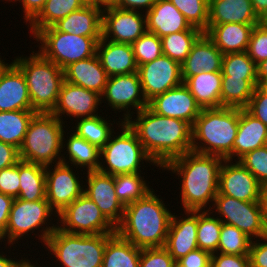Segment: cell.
I'll list each match as a JSON object with an SVG mask.
<instances>
[{
    "instance_id": "16",
    "label": "cell",
    "mask_w": 267,
    "mask_h": 267,
    "mask_svg": "<svg viewBox=\"0 0 267 267\" xmlns=\"http://www.w3.org/2000/svg\"><path fill=\"white\" fill-rule=\"evenodd\" d=\"M116 6L102 11V38L132 44L147 31L146 14Z\"/></svg>"
},
{
    "instance_id": "9",
    "label": "cell",
    "mask_w": 267,
    "mask_h": 267,
    "mask_svg": "<svg viewBox=\"0 0 267 267\" xmlns=\"http://www.w3.org/2000/svg\"><path fill=\"white\" fill-rule=\"evenodd\" d=\"M52 215L57 218L47 199L25 201L15 198L9 213L5 235L0 239L1 244L7 241L6 244L11 249V245L18 243L20 238L24 239L25 235L29 237L34 232L36 233L35 230H38L40 234L34 233L33 236L38 235V240L45 245L50 234L57 228V225L51 222ZM23 236L24 238H22Z\"/></svg>"
},
{
    "instance_id": "13",
    "label": "cell",
    "mask_w": 267,
    "mask_h": 267,
    "mask_svg": "<svg viewBox=\"0 0 267 267\" xmlns=\"http://www.w3.org/2000/svg\"><path fill=\"white\" fill-rule=\"evenodd\" d=\"M104 100H106L107 103ZM101 101L108 104L112 111H124V113H122L124 114L122 115V121L124 122L129 117H134V109V111L138 113L148 106L137 72L109 76L104 92L101 95Z\"/></svg>"
},
{
    "instance_id": "60",
    "label": "cell",
    "mask_w": 267,
    "mask_h": 267,
    "mask_svg": "<svg viewBox=\"0 0 267 267\" xmlns=\"http://www.w3.org/2000/svg\"><path fill=\"white\" fill-rule=\"evenodd\" d=\"M2 253V254H1ZM0 253V267H16L17 263H18V259L14 258L11 259V257L6 255L4 256L5 253L1 252ZM15 259V260H13Z\"/></svg>"
},
{
    "instance_id": "4",
    "label": "cell",
    "mask_w": 267,
    "mask_h": 267,
    "mask_svg": "<svg viewBox=\"0 0 267 267\" xmlns=\"http://www.w3.org/2000/svg\"><path fill=\"white\" fill-rule=\"evenodd\" d=\"M238 124L239 108H203L192 125V151L233 161Z\"/></svg>"
},
{
    "instance_id": "24",
    "label": "cell",
    "mask_w": 267,
    "mask_h": 267,
    "mask_svg": "<svg viewBox=\"0 0 267 267\" xmlns=\"http://www.w3.org/2000/svg\"><path fill=\"white\" fill-rule=\"evenodd\" d=\"M147 31L160 38L183 30H200L190 25L169 0H157L146 13Z\"/></svg>"
},
{
    "instance_id": "6",
    "label": "cell",
    "mask_w": 267,
    "mask_h": 267,
    "mask_svg": "<svg viewBox=\"0 0 267 267\" xmlns=\"http://www.w3.org/2000/svg\"><path fill=\"white\" fill-rule=\"evenodd\" d=\"M64 125L51 113H37L19 148L20 160L45 167L62 162Z\"/></svg>"
},
{
    "instance_id": "51",
    "label": "cell",
    "mask_w": 267,
    "mask_h": 267,
    "mask_svg": "<svg viewBox=\"0 0 267 267\" xmlns=\"http://www.w3.org/2000/svg\"><path fill=\"white\" fill-rule=\"evenodd\" d=\"M211 267H250V258L249 255L216 252L211 255Z\"/></svg>"
},
{
    "instance_id": "41",
    "label": "cell",
    "mask_w": 267,
    "mask_h": 267,
    "mask_svg": "<svg viewBox=\"0 0 267 267\" xmlns=\"http://www.w3.org/2000/svg\"><path fill=\"white\" fill-rule=\"evenodd\" d=\"M210 210L198 211L197 245L201 250L216 253L222 222Z\"/></svg>"
},
{
    "instance_id": "53",
    "label": "cell",
    "mask_w": 267,
    "mask_h": 267,
    "mask_svg": "<svg viewBox=\"0 0 267 267\" xmlns=\"http://www.w3.org/2000/svg\"><path fill=\"white\" fill-rule=\"evenodd\" d=\"M211 253L197 248L176 262L182 267H211Z\"/></svg>"
},
{
    "instance_id": "2",
    "label": "cell",
    "mask_w": 267,
    "mask_h": 267,
    "mask_svg": "<svg viewBox=\"0 0 267 267\" xmlns=\"http://www.w3.org/2000/svg\"><path fill=\"white\" fill-rule=\"evenodd\" d=\"M223 160L217 155L190 151L171 159L161 168L162 171H171L181 180L180 200L184 211L212 208L210 203L218 194L219 171Z\"/></svg>"
},
{
    "instance_id": "14",
    "label": "cell",
    "mask_w": 267,
    "mask_h": 267,
    "mask_svg": "<svg viewBox=\"0 0 267 267\" xmlns=\"http://www.w3.org/2000/svg\"><path fill=\"white\" fill-rule=\"evenodd\" d=\"M71 166L60 162L45 167L46 199L57 215L83 194L84 181L78 179L79 173L73 172Z\"/></svg>"
},
{
    "instance_id": "65",
    "label": "cell",
    "mask_w": 267,
    "mask_h": 267,
    "mask_svg": "<svg viewBox=\"0 0 267 267\" xmlns=\"http://www.w3.org/2000/svg\"><path fill=\"white\" fill-rule=\"evenodd\" d=\"M261 25L267 26V10L263 13V15L260 17V22Z\"/></svg>"
},
{
    "instance_id": "26",
    "label": "cell",
    "mask_w": 267,
    "mask_h": 267,
    "mask_svg": "<svg viewBox=\"0 0 267 267\" xmlns=\"http://www.w3.org/2000/svg\"><path fill=\"white\" fill-rule=\"evenodd\" d=\"M102 11V8L88 2L53 26L60 32L85 37H102Z\"/></svg>"
},
{
    "instance_id": "33",
    "label": "cell",
    "mask_w": 267,
    "mask_h": 267,
    "mask_svg": "<svg viewBox=\"0 0 267 267\" xmlns=\"http://www.w3.org/2000/svg\"><path fill=\"white\" fill-rule=\"evenodd\" d=\"M141 249L117 233L106 242L102 267H139Z\"/></svg>"
},
{
    "instance_id": "52",
    "label": "cell",
    "mask_w": 267,
    "mask_h": 267,
    "mask_svg": "<svg viewBox=\"0 0 267 267\" xmlns=\"http://www.w3.org/2000/svg\"><path fill=\"white\" fill-rule=\"evenodd\" d=\"M249 258L250 267H267V236L252 240Z\"/></svg>"
},
{
    "instance_id": "20",
    "label": "cell",
    "mask_w": 267,
    "mask_h": 267,
    "mask_svg": "<svg viewBox=\"0 0 267 267\" xmlns=\"http://www.w3.org/2000/svg\"><path fill=\"white\" fill-rule=\"evenodd\" d=\"M148 107L158 115L177 118L191 126L202 111L184 83L155 96L148 102Z\"/></svg>"
},
{
    "instance_id": "63",
    "label": "cell",
    "mask_w": 267,
    "mask_h": 267,
    "mask_svg": "<svg viewBox=\"0 0 267 267\" xmlns=\"http://www.w3.org/2000/svg\"><path fill=\"white\" fill-rule=\"evenodd\" d=\"M32 261H30L29 259L23 258L21 257V260H18V263L16 265V267H39L36 266L38 264V262L36 264H34ZM42 267V266H40ZM46 267V266H44Z\"/></svg>"
},
{
    "instance_id": "18",
    "label": "cell",
    "mask_w": 267,
    "mask_h": 267,
    "mask_svg": "<svg viewBox=\"0 0 267 267\" xmlns=\"http://www.w3.org/2000/svg\"><path fill=\"white\" fill-rule=\"evenodd\" d=\"M83 193L99 207L105 217L116 227L123 218L125 206L117 198L114 176L99 170L86 171Z\"/></svg>"
},
{
    "instance_id": "3",
    "label": "cell",
    "mask_w": 267,
    "mask_h": 267,
    "mask_svg": "<svg viewBox=\"0 0 267 267\" xmlns=\"http://www.w3.org/2000/svg\"><path fill=\"white\" fill-rule=\"evenodd\" d=\"M152 189L125 206L116 233L140 249L164 247L172 212Z\"/></svg>"
},
{
    "instance_id": "15",
    "label": "cell",
    "mask_w": 267,
    "mask_h": 267,
    "mask_svg": "<svg viewBox=\"0 0 267 267\" xmlns=\"http://www.w3.org/2000/svg\"><path fill=\"white\" fill-rule=\"evenodd\" d=\"M137 73L147 102L183 83L181 65L164 54L138 66Z\"/></svg>"
},
{
    "instance_id": "1",
    "label": "cell",
    "mask_w": 267,
    "mask_h": 267,
    "mask_svg": "<svg viewBox=\"0 0 267 267\" xmlns=\"http://www.w3.org/2000/svg\"><path fill=\"white\" fill-rule=\"evenodd\" d=\"M125 122L135 132L146 153L162 168L171 159L192 151V126L180 119L164 117L148 106Z\"/></svg>"
},
{
    "instance_id": "49",
    "label": "cell",
    "mask_w": 267,
    "mask_h": 267,
    "mask_svg": "<svg viewBox=\"0 0 267 267\" xmlns=\"http://www.w3.org/2000/svg\"><path fill=\"white\" fill-rule=\"evenodd\" d=\"M19 162L0 170V193L17 198L20 187Z\"/></svg>"
},
{
    "instance_id": "45",
    "label": "cell",
    "mask_w": 267,
    "mask_h": 267,
    "mask_svg": "<svg viewBox=\"0 0 267 267\" xmlns=\"http://www.w3.org/2000/svg\"><path fill=\"white\" fill-rule=\"evenodd\" d=\"M131 46L137 66L151 62L163 54L161 38L148 31L133 42Z\"/></svg>"
},
{
    "instance_id": "30",
    "label": "cell",
    "mask_w": 267,
    "mask_h": 267,
    "mask_svg": "<svg viewBox=\"0 0 267 267\" xmlns=\"http://www.w3.org/2000/svg\"><path fill=\"white\" fill-rule=\"evenodd\" d=\"M267 126L246 109H239L237 136L233 143V158L237 161L246 153L265 145Z\"/></svg>"
},
{
    "instance_id": "8",
    "label": "cell",
    "mask_w": 267,
    "mask_h": 267,
    "mask_svg": "<svg viewBox=\"0 0 267 267\" xmlns=\"http://www.w3.org/2000/svg\"><path fill=\"white\" fill-rule=\"evenodd\" d=\"M119 119L120 121H117L116 124L119 128L121 126V133L117 131L119 133L117 136L112 133L108 142L101 149L100 160L102 162H100L98 170L115 176L142 173L140 167L144 162H149L151 165L153 164L152 166L159 167L146 153L135 132L120 117Z\"/></svg>"
},
{
    "instance_id": "5",
    "label": "cell",
    "mask_w": 267,
    "mask_h": 267,
    "mask_svg": "<svg viewBox=\"0 0 267 267\" xmlns=\"http://www.w3.org/2000/svg\"><path fill=\"white\" fill-rule=\"evenodd\" d=\"M12 61L24 74L30 102L37 113H51L55 108L64 79V70L39 52Z\"/></svg>"
},
{
    "instance_id": "7",
    "label": "cell",
    "mask_w": 267,
    "mask_h": 267,
    "mask_svg": "<svg viewBox=\"0 0 267 267\" xmlns=\"http://www.w3.org/2000/svg\"><path fill=\"white\" fill-rule=\"evenodd\" d=\"M114 233L72 234L58 227L45 243L48 254L63 267H102L107 239Z\"/></svg>"
},
{
    "instance_id": "57",
    "label": "cell",
    "mask_w": 267,
    "mask_h": 267,
    "mask_svg": "<svg viewBox=\"0 0 267 267\" xmlns=\"http://www.w3.org/2000/svg\"><path fill=\"white\" fill-rule=\"evenodd\" d=\"M157 0H119V2L115 5L118 8L132 11L143 10L145 14L152 8V6L156 3Z\"/></svg>"
},
{
    "instance_id": "59",
    "label": "cell",
    "mask_w": 267,
    "mask_h": 267,
    "mask_svg": "<svg viewBox=\"0 0 267 267\" xmlns=\"http://www.w3.org/2000/svg\"><path fill=\"white\" fill-rule=\"evenodd\" d=\"M254 11L259 17L267 10V0H251Z\"/></svg>"
},
{
    "instance_id": "29",
    "label": "cell",
    "mask_w": 267,
    "mask_h": 267,
    "mask_svg": "<svg viewBox=\"0 0 267 267\" xmlns=\"http://www.w3.org/2000/svg\"><path fill=\"white\" fill-rule=\"evenodd\" d=\"M251 0H209L208 25L223 23L259 24Z\"/></svg>"
},
{
    "instance_id": "61",
    "label": "cell",
    "mask_w": 267,
    "mask_h": 267,
    "mask_svg": "<svg viewBox=\"0 0 267 267\" xmlns=\"http://www.w3.org/2000/svg\"><path fill=\"white\" fill-rule=\"evenodd\" d=\"M88 2L104 9L115 6L119 2V0H88Z\"/></svg>"
},
{
    "instance_id": "58",
    "label": "cell",
    "mask_w": 267,
    "mask_h": 267,
    "mask_svg": "<svg viewBox=\"0 0 267 267\" xmlns=\"http://www.w3.org/2000/svg\"><path fill=\"white\" fill-rule=\"evenodd\" d=\"M258 202L262 213L264 225L267 227V184H263L261 186Z\"/></svg>"
},
{
    "instance_id": "48",
    "label": "cell",
    "mask_w": 267,
    "mask_h": 267,
    "mask_svg": "<svg viewBox=\"0 0 267 267\" xmlns=\"http://www.w3.org/2000/svg\"><path fill=\"white\" fill-rule=\"evenodd\" d=\"M175 262L164 247L141 249L139 267H173Z\"/></svg>"
},
{
    "instance_id": "17",
    "label": "cell",
    "mask_w": 267,
    "mask_h": 267,
    "mask_svg": "<svg viewBox=\"0 0 267 267\" xmlns=\"http://www.w3.org/2000/svg\"><path fill=\"white\" fill-rule=\"evenodd\" d=\"M234 162L223 160L219 171L218 193L240 201L258 202L262 184L239 161Z\"/></svg>"
},
{
    "instance_id": "28",
    "label": "cell",
    "mask_w": 267,
    "mask_h": 267,
    "mask_svg": "<svg viewBox=\"0 0 267 267\" xmlns=\"http://www.w3.org/2000/svg\"><path fill=\"white\" fill-rule=\"evenodd\" d=\"M108 77L97 55L71 63L64 69L66 82L95 91L100 95L104 92Z\"/></svg>"
},
{
    "instance_id": "66",
    "label": "cell",
    "mask_w": 267,
    "mask_h": 267,
    "mask_svg": "<svg viewBox=\"0 0 267 267\" xmlns=\"http://www.w3.org/2000/svg\"><path fill=\"white\" fill-rule=\"evenodd\" d=\"M1 56V55H0ZM5 59H1L0 57V75L3 72V70L9 65L8 63H5Z\"/></svg>"
},
{
    "instance_id": "34",
    "label": "cell",
    "mask_w": 267,
    "mask_h": 267,
    "mask_svg": "<svg viewBox=\"0 0 267 267\" xmlns=\"http://www.w3.org/2000/svg\"><path fill=\"white\" fill-rule=\"evenodd\" d=\"M19 178L17 198L25 201L46 199L45 166L20 160Z\"/></svg>"
},
{
    "instance_id": "22",
    "label": "cell",
    "mask_w": 267,
    "mask_h": 267,
    "mask_svg": "<svg viewBox=\"0 0 267 267\" xmlns=\"http://www.w3.org/2000/svg\"><path fill=\"white\" fill-rule=\"evenodd\" d=\"M224 54L203 33L194 43L185 61L181 64L183 83L190 77L201 72H221Z\"/></svg>"
},
{
    "instance_id": "64",
    "label": "cell",
    "mask_w": 267,
    "mask_h": 267,
    "mask_svg": "<svg viewBox=\"0 0 267 267\" xmlns=\"http://www.w3.org/2000/svg\"><path fill=\"white\" fill-rule=\"evenodd\" d=\"M257 88L263 93L267 94V78H257Z\"/></svg>"
},
{
    "instance_id": "19",
    "label": "cell",
    "mask_w": 267,
    "mask_h": 267,
    "mask_svg": "<svg viewBox=\"0 0 267 267\" xmlns=\"http://www.w3.org/2000/svg\"><path fill=\"white\" fill-rule=\"evenodd\" d=\"M102 103L101 95L97 92L64 81L57 104L51 114L63 122H66L62 118L64 115L65 118L68 116L70 120L72 117L73 122L74 118L79 119L99 115L96 111H98V106Z\"/></svg>"
},
{
    "instance_id": "47",
    "label": "cell",
    "mask_w": 267,
    "mask_h": 267,
    "mask_svg": "<svg viewBox=\"0 0 267 267\" xmlns=\"http://www.w3.org/2000/svg\"><path fill=\"white\" fill-rule=\"evenodd\" d=\"M246 52L256 64L267 59V26H254Z\"/></svg>"
},
{
    "instance_id": "10",
    "label": "cell",
    "mask_w": 267,
    "mask_h": 267,
    "mask_svg": "<svg viewBox=\"0 0 267 267\" xmlns=\"http://www.w3.org/2000/svg\"><path fill=\"white\" fill-rule=\"evenodd\" d=\"M37 50L45 59L54 62L62 70L71 63L96 55L97 44L102 37H85L58 31L54 26L40 29L33 37Z\"/></svg>"
},
{
    "instance_id": "38",
    "label": "cell",
    "mask_w": 267,
    "mask_h": 267,
    "mask_svg": "<svg viewBox=\"0 0 267 267\" xmlns=\"http://www.w3.org/2000/svg\"><path fill=\"white\" fill-rule=\"evenodd\" d=\"M76 121V125L71 128L74 130L71 131L89 143L97 146L100 150L108 142L112 133L117 134L114 131V126H112L115 124L114 119L112 121L114 123H111V120L107 121V118L105 119L97 115L94 117L79 118L76 119Z\"/></svg>"
},
{
    "instance_id": "11",
    "label": "cell",
    "mask_w": 267,
    "mask_h": 267,
    "mask_svg": "<svg viewBox=\"0 0 267 267\" xmlns=\"http://www.w3.org/2000/svg\"><path fill=\"white\" fill-rule=\"evenodd\" d=\"M57 219V227L67 233H116V227L84 193L60 212Z\"/></svg>"
},
{
    "instance_id": "42",
    "label": "cell",
    "mask_w": 267,
    "mask_h": 267,
    "mask_svg": "<svg viewBox=\"0 0 267 267\" xmlns=\"http://www.w3.org/2000/svg\"><path fill=\"white\" fill-rule=\"evenodd\" d=\"M221 72L222 76H230V78L258 80L257 64L246 51L224 54Z\"/></svg>"
},
{
    "instance_id": "39",
    "label": "cell",
    "mask_w": 267,
    "mask_h": 267,
    "mask_svg": "<svg viewBox=\"0 0 267 267\" xmlns=\"http://www.w3.org/2000/svg\"><path fill=\"white\" fill-rule=\"evenodd\" d=\"M202 30H183L161 38L162 53L180 65L185 61Z\"/></svg>"
},
{
    "instance_id": "54",
    "label": "cell",
    "mask_w": 267,
    "mask_h": 267,
    "mask_svg": "<svg viewBox=\"0 0 267 267\" xmlns=\"http://www.w3.org/2000/svg\"><path fill=\"white\" fill-rule=\"evenodd\" d=\"M20 161L19 149L0 141V170L17 164Z\"/></svg>"
},
{
    "instance_id": "67",
    "label": "cell",
    "mask_w": 267,
    "mask_h": 267,
    "mask_svg": "<svg viewBox=\"0 0 267 267\" xmlns=\"http://www.w3.org/2000/svg\"><path fill=\"white\" fill-rule=\"evenodd\" d=\"M173 267H182V266L179 265L177 262H175Z\"/></svg>"
},
{
    "instance_id": "40",
    "label": "cell",
    "mask_w": 267,
    "mask_h": 267,
    "mask_svg": "<svg viewBox=\"0 0 267 267\" xmlns=\"http://www.w3.org/2000/svg\"><path fill=\"white\" fill-rule=\"evenodd\" d=\"M143 173L119 174L114 176L117 198L124 206L143 198L153 188L144 178Z\"/></svg>"
},
{
    "instance_id": "36",
    "label": "cell",
    "mask_w": 267,
    "mask_h": 267,
    "mask_svg": "<svg viewBox=\"0 0 267 267\" xmlns=\"http://www.w3.org/2000/svg\"><path fill=\"white\" fill-rule=\"evenodd\" d=\"M88 0H47L40 13L28 23V29L34 36L40 29L53 26L71 12L81 9ZM30 25V26H29Z\"/></svg>"
},
{
    "instance_id": "25",
    "label": "cell",
    "mask_w": 267,
    "mask_h": 267,
    "mask_svg": "<svg viewBox=\"0 0 267 267\" xmlns=\"http://www.w3.org/2000/svg\"><path fill=\"white\" fill-rule=\"evenodd\" d=\"M96 55L108 76L137 72V64L131 44L117 43L101 38Z\"/></svg>"
},
{
    "instance_id": "55",
    "label": "cell",
    "mask_w": 267,
    "mask_h": 267,
    "mask_svg": "<svg viewBox=\"0 0 267 267\" xmlns=\"http://www.w3.org/2000/svg\"><path fill=\"white\" fill-rule=\"evenodd\" d=\"M17 1L22 4L23 18L27 25L40 13L47 0H10V3Z\"/></svg>"
},
{
    "instance_id": "12",
    "label": "cell",
    "mask_w": 267,
    "mask_h": 267,
    "mask_svg": "<svg viewBox=\"0 0 267 267\" xmlns=\"http://www.w3.org/2000/svg\"><path fill=\"white\" fill-rule=\"evenodd\" d=\"M211 206L214 209L210 211L217 213L222 223L237 227L252 240L267 236L259 202L240 201L218 193Z\"/></svg>"
},
{
    "instance_id": "32",
    "label": "cell",
    "mask_w": 267,
    "mask_h": 267,
    "mask_svg": "<svg viewBox=\"0 0 267 267\" xmlns=\"http://www.w3.org/2000/svg\"><path fill=\"white\" fill-rule=\"evenodd\" d=\"M184 84L202 109L221 107L222 72H201L190 76Z\"/></svg>"
},
{
    "instance_id": "23",
    "label": "cell",
    "mask_w": 267,
    "mask_h": 267,
    "mask_svg": "<svg viewBox=\"0 0 267 267\" xmlns=\"http://www.w3.org/2000/svg\"><path fill=\"white\" fill-rule=\"evenodd\" d=\"M33 110L22 71L11 62L0 75V112Z\"/></svg>"
},
{
    "instance_id": "31",
    "label": "cell",
    "mask_w": 267,
    "mask_h": 267,
    "mask_svg": "<svg viewBox=\"0 0 267 267\" xmlns=\"http://www.w3.org/2000/svg\"><path fill=\"white\" fill-rule=\"evenodd\" d=\"M69 133L71 134H69L70 136L66 137L67 139H65L63 134L62 150H66L67 152L65 151L62 153V162L73 165L76 170L77 168H82L81 171H83L84 168L85 171L98 170L101 164V150L97 146L77 136L74 132L72 133L69 131ZM65 157L69 160H67Z\"/></svg>"
},
{
    "instance_id": "43",
    "label": "cell",
    "mask_w": 267,
    "mask_h": 267,
    "mask_svg": "<svg viewBox=\"0 0 267 267\" xmlns=\"http://www.w3.org/2000/svg\"><path fill=\"white\" fill-rule=\"evenodd\" d=\"M252 239L237 227L222 223L217 252L232 255H249Z\"/></svg>"
},
{
    "instance_id": "62",
    "label": "cell",
    "mask_w": 267,
    "mask_h": 267,
    "mask_svg": "<svg viewBox=\"0 0 267 267\" xmlns=\"http://www.w3.org/2000/svg\"><path fill=\"white\" fill-rule=\"evenodd\" d=\"M258 78H267V59L257 64Z\"/></svg>"
},
{
    "instance_id": "50",
    "label": "cell",
    "mask_w": 267,
    "mask_h": 267,
    "mask_svg": "<svg viewBox=\"0 0 267 267\" xmlns=\"http://www.w3.org/2000/svg\"><path fill=\"white\" fill-rule=\"evenodd\" d=\"M245 109L267 126V94H263L256 87Z\"/></svg>"
},
{
    "instance_id": "44",
    "label": "cell",
    "mask_w": 267,
    "mask_h": 267,
    "mask_svg": "<svg viewBox=\"0 0 267 267\" xmlns=\"http://www.w3.org/2000/svg\"><path fill=\"white\" fill-rule=\"evenodd\" d=\"M184 15L191 26L203 32L209 20V0H169Z\"/></svg>"
},
{
    "instance_id": "46",
    "label": "cell",
    "mask_w": 267,
    "mask_h": 267,
    "mask_svg": "<svg viewBox=\"0 0 267 267\" xmlns=\"http://www.w3.org/2000/svg\"><path fill=\"white\" fill-rule=\"evenodd\" d=\"M263 185L267 184V147L264 145L246 153L238 160Z\"/></svg>"
},
{
    "instance_id": "21",
    "label": "cell",
    "mask_w": 267,
    "mask_h": 267,
    "mask_svg": "<svg viewBox=\"0 0 267 267\" xmlns=\"http://www.w3.org/2000/svg\"><path fill=\"white\" fill-rule=\"evenodd\" d=\"M183 217L172 214L164 248L175 261L196 250L198 211H184Z\"/></svg>"
},
{
    "instance_id": "37",
    "label": "cell",
    "mask_w": 267,
    "mask_h": 267,
    "mask_svg": "<svg viewBox=\"0 0 267 267\" xmlns=\"http://www.w3.org/2000/svg\"><path fill=\"white\" fill-rule=\"evenodd\" d=\"M258 80L222 76L221 107L245 109L257 87Z\"/></svg>"
},
{
    "instance_id": "27",
    "label": "cell",
    "mask_w": 267,
    "mask_h": 267,
    "mask_svg": "<svg viewBox=\"0 0 267 267\" xmlns=\"http://www.w3.org/2000/svg\"><path fill=\"white\" fill-rule=\"evenodd\" d=\"M257 24L223 23L208 25L204 32L223 54L247 51L251 32Z\"/></svg>"
},
{
    "instance_id": "35",
    "label": "cell",
    "mask_w": 267,
    "mask_h": 267,
    "mask_svg": "<svg viewBox=\"0 0 267 267\" xmlns=\"http://www.w3.org/2000/svg\"><path fill=\"white\" fill-rule=\"evenodd\" d=\"M34 110H15L0 112V141L20 148L32 118Z\"/></svg>"
},
{
    "instance_id": "56",
    "label": "cell",
    "mask_w": 267,
    "mask_h": 267,
    "mask_svg": "<svg viewBox=\"0 0 267 267\" xmlns=\"http://www.w3.org/2000/svg\"><path fill=\"white\" fill-rule=\"evenodd\" d=\"M14 197L0 193V239L5 235Z\"/></svg>"
}]
</instances>
